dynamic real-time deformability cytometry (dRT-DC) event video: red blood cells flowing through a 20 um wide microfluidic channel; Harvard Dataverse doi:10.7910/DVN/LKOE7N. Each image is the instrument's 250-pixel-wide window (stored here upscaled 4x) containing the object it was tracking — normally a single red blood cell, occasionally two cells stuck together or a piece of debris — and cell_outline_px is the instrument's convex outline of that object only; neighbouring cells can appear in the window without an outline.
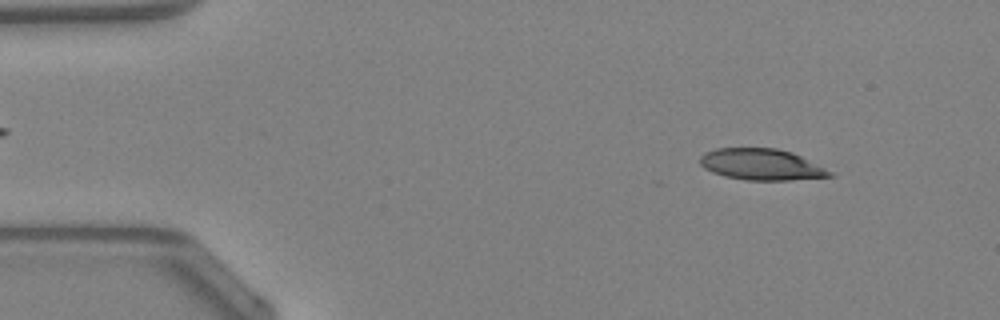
{"species": "Egyptian fruit bat (a non-hibernating species)", "species_latin": "Rousettus aegyptiacus", "temperature_condition": "warm", "stored_images_in_passage": 47, "camera_frame_rate_fps": 3000, "um_per_image_px": 0.085, "animal": {"sex": "female"}, "frame": {"image": 1, "passage_image": 5, "time_ms": 1.333, "image_size_px": [1000, 320], "cell_outline_px": [[832, 176], [784, 180], [752, 180], [728, 176], [716, 172], [708, 168], [700, 160], [708, 152], [720, 148], [772, 148], [788, 152], [828, 172]], "centroid_in_image_um": [64.66, 13.98], "position_along_channel_um": 20.3, "area_um2": 21.79}}
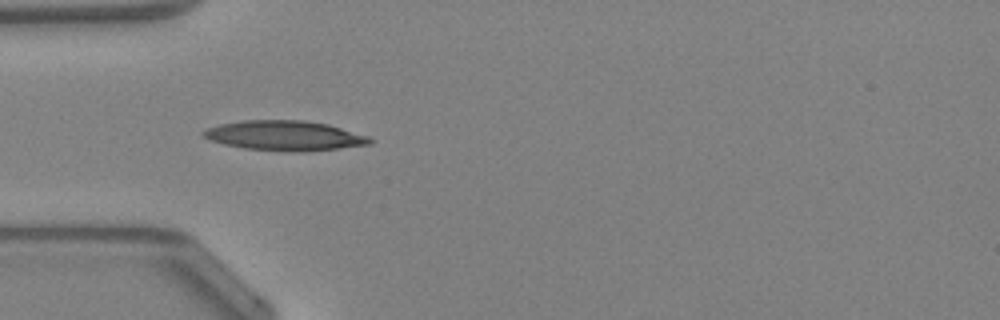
{"frame": {"image": 2, "passage_image": 14, "time_ms": 4.333, "image_size_px": [1000, 320], "cell_outline_px": [[372, 140], [368, 144], [336, 148], [252, 148], [228, 144], [204, 136], [204, 132], [212, 128], [224, 124], [252, 120], [296, 120], [324, 124], [364, 136]], "centroid_in_image_um": [24.19, 11.47], "position_along_channel_um": 60.8, "area_um2": 25.78}}
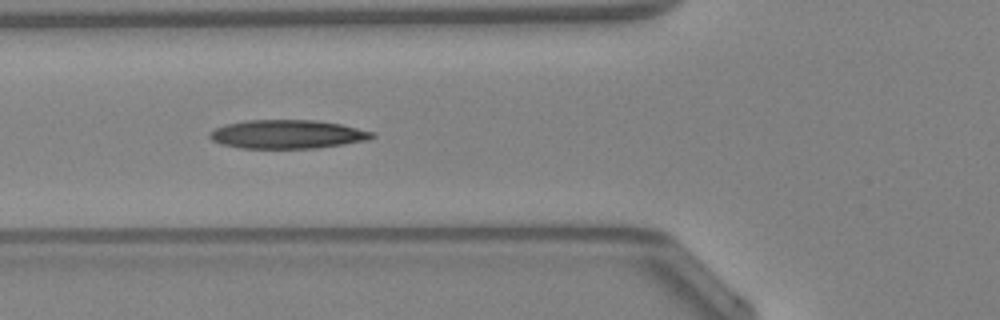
{"frame": {"image": 3, "passage_image": 17, "time_ms": 5.333, "image_size_px": [1000, 320], "cell_outline_px": [[372, 136], [360, 140], [336, 144], [308, 148], [248, 148], [228, 144], [216, 140], [212, 136], [212, 132], [216, 128], [228, 124], [252, 120], [308, 120], [336, 124], [372, 132]], "centroid_in_image_um": [24.37, 11.4], "position_along_channel_um": 101.4, "area_um2": 25.32}}